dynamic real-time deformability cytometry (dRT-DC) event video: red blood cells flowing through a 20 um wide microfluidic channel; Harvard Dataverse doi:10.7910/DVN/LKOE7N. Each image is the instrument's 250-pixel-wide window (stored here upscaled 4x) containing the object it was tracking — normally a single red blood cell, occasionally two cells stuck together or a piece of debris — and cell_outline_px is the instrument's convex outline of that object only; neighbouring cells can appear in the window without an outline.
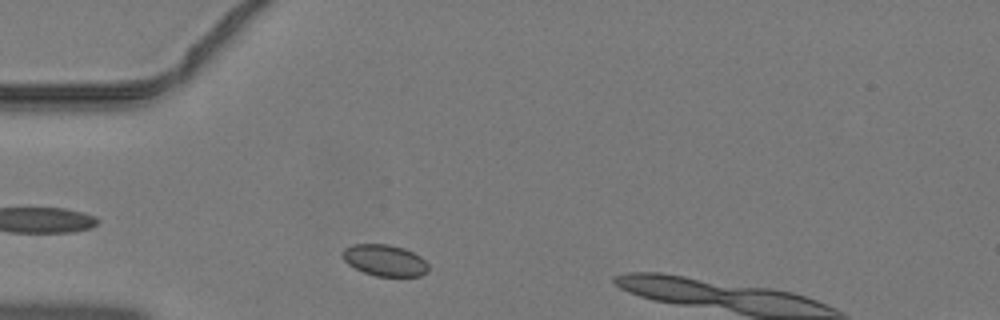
{"species": "common noctule bat (a hibernating species)", "species_latin": "Nyctalus noctula", "temperature_condition": "warm", "stored_images_in_passage": 35, "camera_frame_rate_fps": 3000, "um_per_image_px": 0.085, "animal": {"sex": "male", "body_mass_g": 19.2, "forearm_length_mm": 51.8}, "frame": {"image": 1, "passage_image": 2, "time_ms": 0.333, "image_size_px": [1000, 320], "cell_outline_px": [[428, 272], [420, 276], [376, 276], [364, 272], [348, 264], [344, 260], [340, 252], [344, 248], [352, 244], [388, 244], [404, 248], [420, 256], [428, 264]], "centroid_in_image_um": [32.69, 22.12], "position_along_channel_um": 52.3, "area_um2": 15.78}}
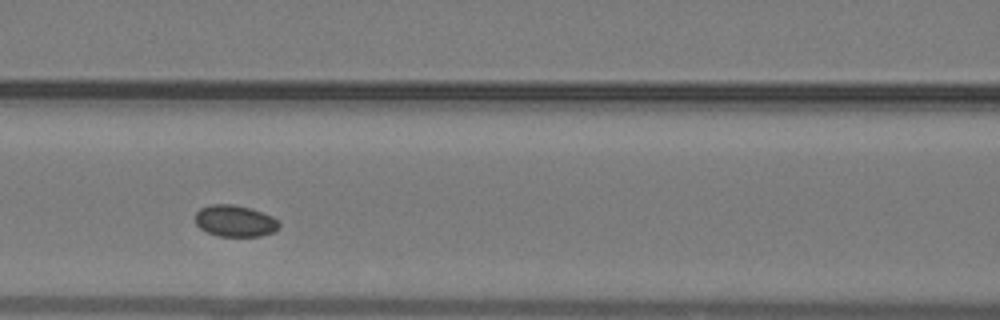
{"frame": {"image": 2, "passage_image": 9, "time_ms": 2.667, "image_size_px": [1000, 320], "cell_outline_px": [[280, 228], [272, 232], [260, 236], [220, 236], [208, 232], [200, 228], [196, 224], [196, 212], [200, 208], [212, 204], [232, 204], [252, 208], [272, 216], [280, 224]], "centroid_in_image_um": [19.98, 18.77], "position_along_channel_um": 146.6, "area_um2": 15.37}}
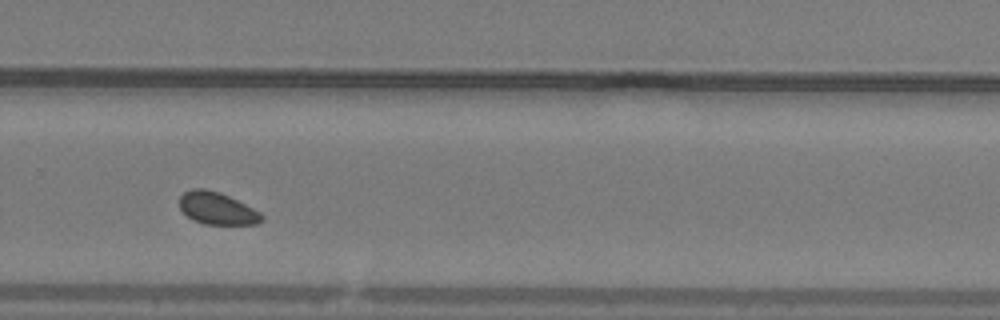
{"frame": {"image": 3, "passage_image": 20, "time_ms": 6.333, "image_size_px": [1000, 320], "cell_outline_px": [[264, 220], [256, 224], [204, 224], [192, 220], [180, 208], [180, 196], [184, 192], [192, 188], [204, 188], [220, 192], [260, 212], [264, 216]], "centroid_in_image_um": [18.44, 17.71], "position_along_channel_um": 311.4, "area_um2": 15.37}}